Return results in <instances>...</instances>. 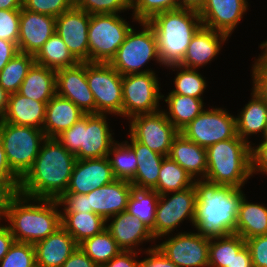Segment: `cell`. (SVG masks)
Wrapping results in <instances>:
<instances>
[{
  "label": "cell",
  "mask_w": 267,
  "mask_h": 267,
  "mask_svg": "<svg viewBox=\"0 0 267 267\" xmlns=\"http://www.w3.org/2000/svg\"><path fill=\"white\" fill-rule=\"evenodd\" d=\"M164 101L169 110L164 113L179 132L204 110L203 100L195 97L169 93Z\"/></svg>",
  "instance_id": "d6a6232c"
},
{
  "label": "cell",
  "mask_w": 267,
  "mask_h": 267,
  "mask_svg": "<svg viewBox=\"0 0 267 267\" xmlns=\"http://www.w3.org/2000/svg\"><path fill=\"white\" fill-rule=\"evenodd\" d=\"M23 0H0V10H21Z\"/></svg>",
  "instance_id": "6125c7cd"
},
{
  "label": "cell",
  "mask_w": 267,
  "mask_h": 267,
  "mask_svg": "<svg viewBox=\"0 0 267 267\" xmlns=\"http://www.w3.org/2000/svg\"><path fill=\"white\" fill-rule=\"evenodd\" d=\"M62 227L79 245L85 239L101 233L106 228V221L93 212L61 213Z\"/></svg>",
  "instance_id": "1f68e13d"
},
{
  "label": "cell",
  "mask_w": 267,
  "mask_h": 267,
  "mask_svg": "<svg viewBox=\"0 0 267 267\" xmlns=\"http://www.w3.org/2000/svg\"><path fill=\"white\" fill-rule=\"evenodd\" d=\"M78 246L98 266L106 264L122 251L106 228L101 233L85 239Z\"/></svg>",
  "instance_id": "74e56055"
},
{
  "label": "cell",
  "mask_w": 267,
  "mask_h": 267,
  "mask_svg": "<svg viewBox=\"0 0 267 267\" xmlns=\"http://www.w3.org/2000/svg\"><path fill=\"white\" fill-rule=\"evenodd\" d=\"M56 33V17L28 11H20L19 52L35 56L43 44Z\"/></svg>",
  "instance_id": "d6986e66"
},
{
  "label": "cell",
  "mask_w": 267,
  "mask_h": 267,
  "mask_svg": "<svg viewBox=\"0 0 267 267\" xmlns=\"http://www.w3.org/2000/svg\"><path fill=\"white\" fill-rule=\"evenodd\" d=\"M106 119V114H85L56 139L75 154L76 159L108 157L115 140Z\"/></svg>",
  "instance_id": "8992f818"
},
{
  "label": "cell",
  "mask_w": 267,
  "mask_h": 267,
  "mask_svg": "<svg viewBox=\"0 0 267 267\" xmlns=\"http://www.w3.org/2000/svg\"><path fill=\"white\" fill-rule=\"evenodd\" d=\"M114 155L110 158V155ZM108 160L115 179L131 181L137 170V160L128 141L114 142L108 152Z\"/></svg>",
  "instance_id": "ab89813d"
},
{
  "label": "cell",
  "mask_w": 267,
  "mask_h": 267,
  "mask_svg": "<svg viewBox=\"0 0 267 267\" xmlns=\"http://www.w3.org/2000/svg\"><path fill=\"white\" fill-rule=\"evenodd\" d=\"M21 179H0V220L6 218L13 201L20 195Z\"/></svg>",
  "instance_id": "7dc6e473"
},
{
  "label": "cell",
  "mask_w": 267,
  "mask_h": 267,
  "mask_svg": "<svg viewBox=\"0 0 267 267\" xmlns=\"http://www.w3.org/2000/svg\"><path fill=\"white\" fill-rule=\"evenodd\" d=\"M249 101L236 117L237 135L246 142L248 135L262 133L267 125V103L252 90Z\"/></svg>",
  "instance_id": "4dcf8cb0"
},
{
  "label": "cell",
  "mask_w": 267,
  "mask_h": 267,
  "mask_svg": "<svg viewBox=\"0 0 267 267\" xmlns=\"http://www.w3.org/2000/svg\"><path fill=\"white\" fill-rule=\"evenodd\" d=\"M232 267H254L249 249L246 245L234 256Z\"/></svg>",
  "instance_id": "91938a15"
},
{
  "label": "cell",
  "mask_w": 267,
  "mask_h": 267,
  "mask_svg": "<svg viewBox=\"0 0 267 267\" xmlns=\"http://www.w3.org/2000/svg\"><path fill=\"white\" fill-rule=\"evenodd\" d=\"M46 138L43 130L0 120V141L9 166L20 178L33 166Z\"/></svg>",
  "instance_id": "52a82bcc"
},
{
  "label": "cell",
  "mask_w": 267,
  "mask_h": 267,
  "mask_svg": "<svg viewBox=\"0 0 267 267\" xmlns=\"http://www.w3.org/2000/svg\"><path fill=\"white\" fill-rule=\"evenodd\" d=\"M85 114L71 100L55 94L46 105L42 130L47 138H56L84 117Z\"/></svg>",
  "instance_id": "d4e9b609"
},
{
  "label": "cell",
  "mask_w": 267,
  "mask_h": 267,
  "mask_svg": "<svg viewBox=\"0 0 267 267\" xmlns=\"http://www.w3.org/2000/svg\"><path fill=\"white\" fill-rule=\"evenodd\" d=\"M130 135L152 151L168 156L173 139L179 131L167 119L164 111L138 114L130 118Z\"/></svg>",
  "instance_id": "5bb4252c"
},
{
  "label": "cell",
  "mask_w": 267,
  "mask_h": 267,
  "mask_svg": "<svg viewBox=\"0 0 267 267\" xmlns=\"http://www.w3.org/2000/svg\"><path fill=\"white\" fill-rule=\"evenodd\" d=\"M159 195L155 222L151 231L155 239L169 234L186 218L194 224L196 190L194 185L181 191ZM168 197V198H167ZM170 197V198H169Z\"/></svg>",
  "instance_id": "4fadbf2b"
},
{
  "label": "cell",
  "mask_w": 267,
  "mask_h": 267,
  "mask_svg": "<svg viewBox=\"0 0 267 267\" xmlns=\"http://www.w3.org/2000/svg\"><path fill=\"white\" fill-rule=\"evenodd\" d=\"M177 267H209V238L180 232L156 245Z\"/></svg>",
  "instance_id": "9a60e30c"
},
{
  "label": "cell",
  "mask_w": 267,
  "mask_h": 267,
  "mask_svg": "<svg viewBox=\"0 0 267 267\" xmlns=\"http://www.w3.org/2000/svg\"><path fill=\"white\" fill-rule=\"evenodd\" d=\"M228 36L213 29L201 26L193 35L186 54L179 65L198 69L212 61L219 54L222 43Z\"/></svg>",
  "instance_id": "7402d4cb"
},
{
  "label": "cell",
  "mask_w": 267,
  "mask_h": 267,
  "mask_svg": "<svg viewBox=\"0 0 267 267\" xmlns=\"http://www.w3.org/2000/svg\"><path fill=\"white\" fill-rule=\"evenodd\" d=\"M180 133L186 139L207 148L237 136L236 117L223 108L204 109Z\"/></svg>",
  "instance_id": "7c38bea8"
},
{
  "label": "cell",
  "mask_w": 267,
  "mask_h": 267,
  "mask_svg": "<svg viewBox=\"0 0 267 267\" xmlns=\"http://www.w3.org/2000/svg\"><path fill=\"white\" fill-rule=\"evenodd\" d=\"M131 28L118 14L91 15L88 27L89 62L109 63Z\"/></svg>",
  "instance_id": "9c48e42d"
},
{
  "label": "cell",
  "mask_w": 267,
  "mask_h": 267,
  "mask_svg": "<svg viewBox=\"0 0 267 267\" xmlns=\"http://www.w3.org/2000/svg\"><path fill=\"white\" fill-rule=\"evenodd\" d=\"M35 265L34 245L17 241H14L8 253L0 261V267H34Z\"/></svg>",
  "instance_id": "7bdbcfd3"
},
{
  "label": "cell",
  "mask_w": 267,
  "mask_h": 267,
  "mask_svg": "<svg viewBox=\"0 0 267 267\" xmlns=\"http://www.w3.org/2000/svg\"><path fill=\"white\" fill-rule=\"evenodd\" d=\"M252 90L267 103V66H253L252 67Z\"/></svg>",
  "instance_id": "816d5d0a"
},
{
  "label": "cell",
  "mask_w": 267,
  "mask_h": 267,
  "mask_svg": "<svg viewBox=\"0 0 267 267\" xmlns=\"http://www.w3.org/2000/svg\"><path fill=\"white\" fill-rule=\"evenodd\" d=\"M238 234L209 238V267H232L235 255L245 246Z\"/></svg>",
  "instance_id": "8d00e7d4"
},
{
  "label": "cell",
  "mask_w": 267,
  "mask_h": 267,
  "mask_svg": "<svg viewBox=\"0 0 267 267\" xmlns=\"http://www.w3.org/2000/svg\"><path fill=\"white\" fill-rule=\"evenodd\" d=\"M145 250L149 257L140 260L139 267H177L156 245Z\"/></svg>",
  "instance_id": "f907efd6"
},
{
  "label": "cell",
  "mask_w": 267,
  "mask_h": 267,
  "mask_svg": "<svg viewBox=\"0 0 267 267\" xmlns=\"http://www.w3.org/2000/svg\"><path fill=\"white\" fill-rule=\"evenodd\" d=\"M114 180L108 157L76 159L68 188L64 193L88 194Z\"/></svg>",
  "instance_id": "e0dca14e"
},
{
  "label": "cell",
  "mask_w": 267,
  "mask_h": 267,
  "mask_svg": "<svg viewBox=\"0 0 267 267\" xmlns=\"http://www.w3.org/2000/svg\"><path fill=\"white\" fill-rule=\"evenodd\" d=\"M18 53L19 49L16 43L0 39V71Z\"/></svg>",
  "instance_id": "9f6ffc18"
},
{
  "label": "cell",
  "mask_w": 267,
  "mask_h": 267,
  "mask_svg": "<svg viewBox=\"0 0 267 267\" xmlns=\"http://www.w3.org/2000/svg\"><path fill=\"white\" fill-rule=\"evenodd\" d=\"M154 72L128 74L122 79V116L128 120L138 114L154 113L160 110L158 78Z\"/></svg>",
  "instance_id": "8fae6325"
},
{
  "label": "cell",
  "mask_w": 267,
  "mask_h": 267,
  "mask_svg": "<svg viewBox=\"0 0 267 267\" xmlns=\"http://www.w3.org/2000/svg\"><path fill=\"white\" fill-rule=\"evenodd\" d=\"M34 63L33 55L22 52L16 54L0 71V86L9 94L18 92Z\"/></svg>",
  "instance_id": "f35d334b"
},
{
  "label": "cell",
  "mask_w": 267,
  "mask_h": 267,
  "mask_svg": "<svg viewBox=\"0 0 267 267\" xmlns=\"http://www.w3.org/2000/svg\"><path fill=\"white\" fill-rule=\"evenodd\" d=\"M132 189L133 185L129 181L115 179L87 194L89 208L106 221L126 211Z\"/></svg>",
  "instance_id": "44dd1931"
},
{
  "label": "cell",
  "mask_w": 267,
  "mask_h": 267,
  "mask_svg": "<svg viewBox=\"0 0 267 267\" xmlns=\"http://www.w3.org/2000/svg\"><path fill=\"white\" fill-rule=\"evenodd\" d=\"M47 103L25 97L18 92L11 93L6 113L1 120L42 130Z\"/></svg>",
  "instance_id": "484cf974"
},
{
  "label": "cell",
  "mask_w": 267,
  "mask_h": 267,
  "mask_svg": "<svg viewBox=\"0 0 267 267\" xmlns=\"http://www.w3.org/2000/svg\"><path fill=\"white\" fill-rule=\"evenodd\" d=\"M179 8L200 11L206 0H178Z\"/></svg>",
  "instance_id": "94428289"
},
{
  "label": "cell",
  "mask_w": 267,
  "mask_h": 267,
  "mask_svg": "<svg viewBox=\"0 0 267 267\" xmlns=\"http://www.w3.org/2000/svg\"><path fill=\"white\" fill-rule=\"evenodd\" d=\"M0 179H21L9 166L6 153L0 141Z\"/></svg>",
  "instance_id": "680465c9"
},
{
  "label": "cell",
  "mask_w": 267,
  "mask_h": 267,
  "mask_svg": "<svg viewBox=\"0 0 267 267\" xmlns=\"http://www.w3.org/2000/svg\"><path fill=\"white\" fill-rule=\"evenodd\" d=\"M235 234L244 240L267 234V207L257 203H249L245 197L241 199Z\"/></svg>",
  "instance_id": "f546056e"
},
{
  "label": "cell",
  "mask_w": 267,
  "mask_h": 267,
  "mask_svg": "<svg viewBox=\"0 0 267 267\" xmlns=\"http://www.w3.org/2000/svg\"><path fill=\"white\" fill-rule=\"evenodd\" d=\"M138 253L137 251H121L109 262L99 267H139V260H136Z\"/></svg>",
  "instance_id": "db71d44e"
},
{
  "label": "cell",
  "mask_w": 267,
  "mask_h": 267,
  "mask_svg": "<svg viewBox=\"0 0 267 267\" xmlns=\"http://www.w3.org/2000/svg\"><path fill=\"white\" fill-rule=\"evenodd\" d=\"M251 142L238 135L206 148L205 180L223 186L242 188L252 176Z\"/></svg>",
  "instance_id": "5b68a950"
},
{
  "label": "cell",
  "mask_w": 267,
  "mask_h": 267,
  "mask_svg": "<svg viewBox=\"0 0 267 267\" xmlns=\"http://www.w3.org/2000/svg\"><path fill=\"white\" fill-rule=\"evenodd\" d=\"M196 209L193 227L207 238L235 233L243 194L241 188L223 186L205 179L194 180Z\"/></svg>",
  "instance_id": "7a4b0ae2"
},
{
  "label": "cell",
  "mask_w": 267,
  "mask_h": 267,
  "mask_svg": "<svg viewBox=\"0 0 267 267\" xmlns=\"http://www.w3.org/2000/svg\"><path fill=\"white\" fill-rule=\"evenodd\" d=\"M90 18V14L75 6L56 17V34L79 62H89Z\"/></svg>",
  "instance_id": "2e32d148"
},
{
  "label": "cell",
  "mask_w": 267,
  "mask_h": 267,
  "mask_svg": "<svg viewBox=\"0 0 267 267\" xmlns=\"http://www.w3.org/2000/svg\"><path fill=\"white\" fill-rule=\"evenodd\" d=\"M194 179L169 156H165L159 171L157 186L153 189L159 195L191 187Z\"/></svg>",
  "instance_id": "d590c367"
},
{
  "label": "cell",
  "mask_w": 267,
  "mask_h": 267,
  "mask_svg": "<svg viewBox=\"0 0 267 267\" xmlns=\"http://www.w3.org/2000/svg\"><path fill=\"white\" fill-rule=\"evenodd\" d=\"M18 93L40 102H48L56 94V71L34 63Z\"/></svg>",
  "instance_id": "f1b7e54d"
},
{
  "label": "cell",
  "mask_w": 267,
  "mask_h": 267,
  "mask_svg": "<svg viewBox=\"0 0 267 267\" xmlns=\"http://www.w3.org/2000/svg\"><path fill=\"white\" fill-rule=\"evenodd\" d=\"M130 146L135 153L137 170L130 181L134 188L153 190L157 186L159 171L165 156L136 141L131 135Z\"/></svg>",
  "instance_id": "83f0119b"
},
{
  "label": "cell",
  "mask_w": 267,
  "mask_h": 267,
  "mask_svg": "<svg viewBox=\"0 0 267 267\" xmlns=\"http://www.w3.org/2000/svg\"><path fill=\"white\" fill-rule=\"evenodd\" d=\"M262 137H263L262 141H267V125H266V129H265L264 135Z\"/></svg>",
  "instance_id": "03108f58"
},
{
  "label": "cell",
  "mask_w": 267,
  "mask_h": 267,
  "mask_svg": "<svg viewBox=\"0 0 267 267\" xmlns=\"http://www.w3.org/2000/svg\"><path fill=\"white\" fill-rule=\"evenodd\" d=\"M36 202L32 204L30 201ZM57 200L33 199L19 195L11 204L6 220L17 242L36 244L61 227V211ZM59 210V211H58Z\"/></svg>",
  "instance_id": "3957f363"
},
{
  "label": "cell",
  "mask_w": 267,
  "mask_h": 267,
  "mask_svg": "<svg viewBox=\"0 0 267 267\" xmlns=\"http://www.w3.org/2000/svg\"><path fill=\"white\" fill-rule=\"evenodd\" d=\"M74 6V0H23L22 7L28 11L58 17Z\"/></svg>",
  "instance_id": "f6af8a7d"
},
{
  "label": "cell",
  "mask_w": 267,
  "mask_h": 267,
  "mask_svg": "<svg viewBox=\"0 0 267 267\" xmlns=\"http://www.w3.org/2000/svg\"><path fill=\"white\" fill-rule=\"evenodd\" d=\"M179 8L178 0H131L134 21L148 22L155 15Z\"/></svg>",
  "instance_id": "b9f144b4"
},
{
  "label": "cell",
  "mask_w": 267,
  "mask_h": 267,
  "mask_svg": "<svg viewBox=\"0 0 267 267\" xmlns=\"http://www.w3.org/2000/svg\"><path fill=\"white\" fill-rule=\"evenodd\" d=\"M254 267H267V234L245 240Z\"/></svg>",
  "instance_id": "681fc988"
},
{
  "label": "cell",
  "mask_w": 267,
  "mask_h": 267,
  "mask_svg": "<svg viewBox=\"0 0 267 267\" xmlns=\"http://www.w3.org/2000/svg\"><path fill=\"white\" fill-rule=\"evenodd\" d=\"M21 10H0V39L18 44Z\"/></svg>",
  "instance_id": "bcb514c9"
},
{
  "label": "cell",
  "mask_w": 267,
  "mask_h": 267,
  "mask_svg": "<svg viewBox=\"0 0 267 267\" xmlns=\"http://www.w3.org/2000/svg\"><path fill=\"white\" fill-rule=\"evenodd\" d=\"M167 67H170L172 70L174 68L173 71L179 68L180 71H177L178 73L174 79L175 89L171 90L170 93L202 99L201 95L204 93L207 83L196 69L186 68L179 64Z\"/></svg>",
  "instance_id": "60d3db41"
},
{
  "label": "cell",
  "mask_w": 267,
  "mask_h": 267,
  "mask_svg": "<svg viewBox=\"0 0 267 267\" xmlns=\"http://www.w3.org/2000/svg\"><path fill=\"white\" fill-rule=\"evenodd\" d=\"M159 201L156 190L132 189L128 199L126 211L134 218L143 222L151 231L154 227L155 214Z\"/></svg>",
  "instance_id": "e575fe53"
},
{
  "label": "cell",
  "mask_w": 267,
  "mask_h": 267,
  "mask_svg": "<svg viewBox=\"0 0 267 267\" xmlns=\"http://www.w3.org/2000/svg\"><path fill=\"white\" fill-rule=\"evenodd\" d=\"M86 79L95 101V113L122 116V79L109 63L86 62Z\"/></svg>",
  "instance_id": "30bf717a"
},
{
  "label": "cell",
  "mask_w": 267,
  "mask_h": 267,
  "mask_svg": "<svg viewBox=\"0 0 267 267\" xmlns=\"http://www.w3.org/2000/svg\"><path fill=\"white\" fill-rule=\"evenodd\" d=\"M247 4V0H206L198 12L202 26L230 37L247 11Z\"/></svg>",
  "instance_id": "ffe728a7"
},
{
  "label": "cell",
  "mask_w": 267,
  "mask_h": 267,
  "mask_svg": "<svg viewBox=\"0 0 267 267\" xmlns=\"http://www.w3.org/2000/svg\"><path fill=\"white\" fill-rule=\"evenodd\" d=\"M61 267H99L78 246Z\"/></svg>",
  "instance_id": "11a10c76"
},
{
  "label": "cell",
  "mask_w": 267,
  "mask_h": 267,
  "mask_svg": "<svg viewBox=\"0 0 267 267\" xmlns=\"http://www.w3.org/2000/svg\"><path fill=\"white\" fill-rule=\"evenodd\" d=\"M157 38L160 65L179 64L193 35L202 26L198 11L178 8L159 13L148 21Z\"/></svg>",
  "instance_id": "277c9868"
},
{
  "label": "cell",
  "mask_w": 267,
  "mask_h": 267,
  "mask_svg": "<svg viewBox=\"0 0 267 267\" xmlns=\"http://www.w3.org/2000/svg\"><path fill=\"white\" fill-rule=\"evenodd\" d=\"M110 220L112 221L107 224ZM106 230L122 251L135 252L136 247L141 245L139 243L155 241L151 230L127 211H123L106 220Z\"/></svg>",
  "instance_id": "603a6c76"
},
{
  "label": "cell",
  "mask_w": 267,
  "mask_h": 267,
  "mask_svg": "<svg viewBox=\"0 0 267 267\" xmlns=\"http://www.w3.org/2000/svg\"><path fill=\"white\" fill-rule=\"evenodd\" d=\"M74 6L90 15L118 14L131 9V0H74Z\"/></svg>",
  "instance_id": "ee69618b"
},
{
  "label": "cell",
  "mask_w": 267,
  "mask_h": 267,
  "mask_svg": "<svg viewBox=\"0 0 267 267\" xmlns=\"http://www.w3.org/2000/svg\"><path fill=\"white\" fill-rule=\"evenodd\" d=\"M35 63L52 70L72 67L79 61L72 55L61 37L54 33L34 56Z\"/></svg>",
  "instance_id": "836d02e7"
},
{
  "label": "cell",
  "mask_w": 267,
  "mask_h": 267,
  "mask_svg": "<svg viewBox=\"0 0 267 267\" xmlns=\"http://www.w3.org/2000/svg\"><path fill=\"white\" fill-rule=\"evenodd\" d=\"M9 95L10 94L0 86V120L6 113Z\"/></svg>",
  "instance_id": "be15d7a7"
},
{
  "label": "cell",
  "mask_w": 267,
  "mask_h": 267,
  "mask_svg": "<svg viewBox=\"0 0 267 267\" xmlns=\"http://www.w3.org/2000/svg\"><path fill=\"white\" fill-rule=\"evenodd\" d=\"M77 247L74 238L61 226L47 238L34 244L36 265L61 267Z\"/></svg>",
  "instance_id": "cb8c5ba5"
},
{
  "label": "cell",
  "mask_w": 267,
  "mask_h": 267,
  "mask_svg": "<svg viewBox=\"0 0 267 267\" xmlns=\"http://www.w3.org/2000/svg\"><path fill=\"white\" fill-rule=\"evenodd\" d=\"M177 162L194 180L205 179L207 171L206 148L186 139L180 132L173 139L168 155Z\"/></svg>",
  "instance_id": "4316f807"
},
{
  "label": "cell",
  "mask_w": 267,
  "mask_h": 267,
  "mask_svg": "<svg viewBox=\"0 0 267 267\" xmlns=\"http://www.w3.org/2000/svg\"><path fill=\"white\" fill-rule=\"evenodd\" d=\"M56 94L71 100L86 114L95 113V101L86 79V62L56 71Z\"/></svg>",
  "instance_id": "ac0fdd59"
},
{
  "label": "cell",
  "mask_w": 267,
  "mask_h": 267,
  "mask_svg": "<svg viewBox=\"0 0 267 267\" xmlns=\"http://www.w3.org/2000/svg\"><path fill=\"white\" fill-rule=\"evenodd\" d=\"M57 201L64 206L61 213L93 212L89 208L87 194L63 193Z\"/></svg>",
  "instance_id": "c3c4849f"
},
{
  "label": "cell",
  "mask_w": 267,
  "mask_h": 267,
  "mask_svg": "<svg viewBox=\"0 0 267 267\" xmlns=\"http://www.w3.org/2000/svg\"><path fill=\"white\" fill-rule=\"evenodd\" d=\"M260 48L263 49V53L258 56L253 66H267V40L260 44Z\"/></svg>",
  "instance_id": "e7e4bbea"
},
{
  "label": "cell",
  "mask_w": 267,
  "mask_h": 267,
  "mask_svg": "<svg viewBox=\"0 0 267 267\" xmlns=\"http://www.w3.org/2000/svg\"><path fill=\"white\" fill-rule=\"evenodd\" d=\"M252 176L255 172L267 174V141L251 148Z\"/></svg>",
  "instance_id": "f5cc1de1"
},
{
  "label": "cell",
  "mask_w": 267,
  "mask_h": 267,
  "mask_svg": "<svg viewBox=\"0 0 267 267\" xmlns=\"http://www.w3.org/2000/svg\"><path fill=\"white\" fill-rule=\"evenodd\" d=\"M143 29L138 33L133 28L127 33L123 44L109 64L122 76L153 72L140 69L150 60L161 63L158 55L157 38L148 22H139Z\"/></svg>",
  "instance_id": "ba28073f"
},
{
  "label": "cell",
  "mask_w": 267,
  "mask_h": 267,
  "mask_svg": "<svg viewBox=\"0 0 267 267\" xmlns=\"http://www.w3.org/2000/svg\"><path fill=\"white\" fill-rule=\"evenodd\" d=\"M14 237L8 226L0 225V261L8 253L14 243Z\"/></svg>",
  "instance_id": "6f0895ef"
},
{
  "label": "cell",
  "mask_w": 267,
  "mask_h": 267,
  "mask_svg": "<svg viewBox=\"0 0 267 267\" xmlns=\"http://www.w3.org/2000/svg\"><path fill=\"white\" fill-rule=\"evenodd\" d=\"M75 161V154L56 138H46L33 166L21 178L20 194L57 200L68 188Z\"/></svg>",
  "instance_id": "6da1fadb"
}]
</instances>
